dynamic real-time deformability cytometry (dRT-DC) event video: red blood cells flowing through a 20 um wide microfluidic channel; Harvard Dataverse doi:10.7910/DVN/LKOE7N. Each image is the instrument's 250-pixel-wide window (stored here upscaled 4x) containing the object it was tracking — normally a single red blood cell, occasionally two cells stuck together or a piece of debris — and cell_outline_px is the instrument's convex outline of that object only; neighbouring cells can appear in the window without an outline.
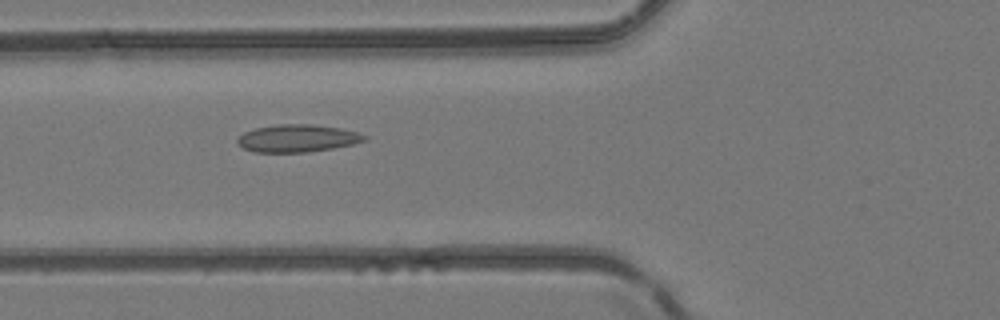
{"species": "common noctule bat (a hibernating species)", "species_latin": "Nyctalus noctula", "temperature_condition": "room temperature", "stored_images_in_passage": 7, "camera_frame_rate_fps": 3000, "um_per_image_px": 0.085, "animal": {"sex": "female", "body_mass_g": 24.6, "forearm_length_mm": 56.2}, "frame": {"image": 1, "passage_image": 6, "time_ms": 5.667, "image_size_px": [1000, 320], "cell_outline_px": [[368, 140], [352, 144], [332, 148], [308, 152], [252, 152], [244, 148], [236, 140], [244, 132], [256, 128], [276, 124], [312, 124], [340, 128], [356, 132], [368, 136]], "centroid_in_image_um": [25.29, 11.75], "position_along_channel_um": 100.5, "area_um2": 20.29}}
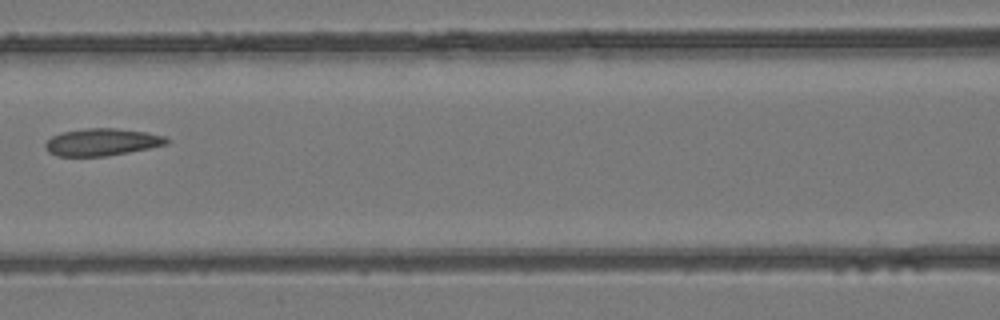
{"frame": {"image": 2, "passage_image": 7, "time_ms": 7.0, "image_size_px": [1000, 320], "cell_outline_px": [[172, 140], [168, 144], [128, 152], [104, 156], [56, 156], [48, 152], [44, 144], [52, 136], [60, 132], [88, 128], [116, 128], [148, 132], [164, 136]], "centroid_in_image_um": [8.67, 12.07], "position_along_channel_um": 157.9, "area_um2": 19.31}}